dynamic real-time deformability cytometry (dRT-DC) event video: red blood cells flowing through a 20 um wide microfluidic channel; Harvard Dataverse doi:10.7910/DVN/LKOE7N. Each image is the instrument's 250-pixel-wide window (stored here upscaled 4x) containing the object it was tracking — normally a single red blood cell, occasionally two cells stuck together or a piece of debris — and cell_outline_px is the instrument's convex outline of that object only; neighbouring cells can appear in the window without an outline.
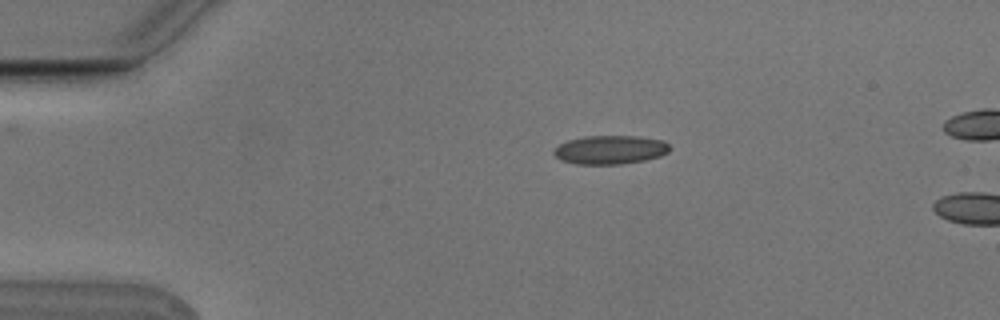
{"species": "Egyptian fruit bat (a non-hibernating species)", "species_latin": "Rousettus aegyptiacus", "temperature_condition": "cold", "stored_images_in_passage": 4, "camera_frame_rate_fps": 3000, "um_per_image_px": 0.085, "animal": {"sex": "male"}, "frame": {"image": 1, "passage_image": 3, "time_ms": 0.667, "image_size_px": [1000, 320], "cell_outline_px": [[668, 152], [660, 156], [644, 160], [620, 164], [576, 164], [560, 160], [552, 152], [560, 144], [568, 140], [584, 136], [636, 136], [664, 140], [668, 144]], "centroid_in_image_um": [51.85, 12.73], "position_along_channel_um": 33.1, "area_um2": 19.31}}